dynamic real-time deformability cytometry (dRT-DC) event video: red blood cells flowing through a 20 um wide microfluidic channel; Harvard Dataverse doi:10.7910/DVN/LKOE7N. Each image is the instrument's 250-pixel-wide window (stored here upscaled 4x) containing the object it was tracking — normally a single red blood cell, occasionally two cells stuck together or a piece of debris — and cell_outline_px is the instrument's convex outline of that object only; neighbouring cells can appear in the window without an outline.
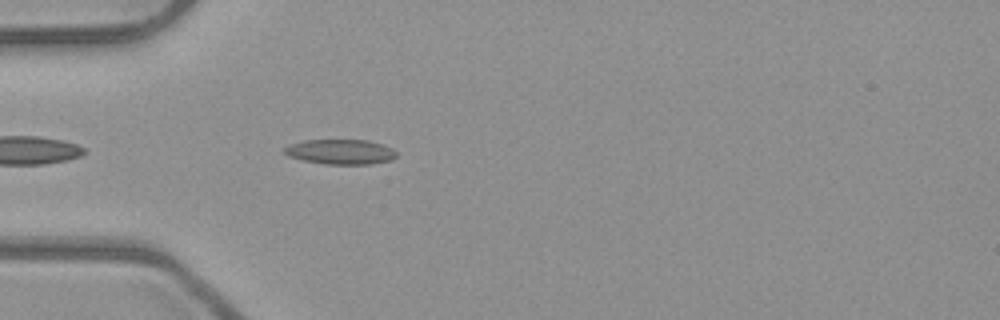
{"species": "common noctule bat (a hibernating species)", "species_latin": "Nyctalus noctula", "temperature_condition": "room temperature", "stored_images_in_passage": 36, "camera_frame_rate_fps": 3000, "um_per_image_px": 0.085, "animal": {"sex": "male", "body_mass_g": 23.1, "forearm_length_mm": 52.7}, "frame": {"image": 1, "passage_image": 3, "time_ms": 0.667, "image_size_px": [1000, 320], "cell_outline_px": [[396, 156], [392, 160], [368, 164], [324, 164], [304, 160], [288, 156], [284, 152], [284, 148], [288, 144], [304, 140], [368, 140], [392, 148], [396, 152]], "centroid_in_image_um": [28.92, 12.9], "position_along_channel_um": 56.1, "area_um2": 16.24}}
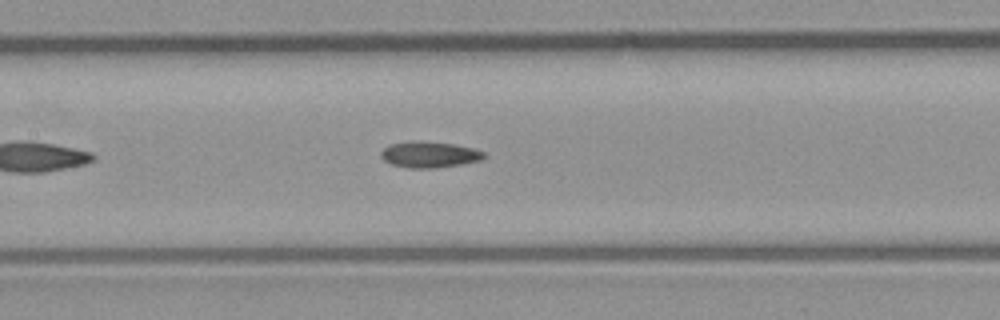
{"frame": {"image": 2, "passage_image": 12, "time_ms": 3.667, "image_size_px": [1000, 320], "cell_outline_px": [[484, 156], [480, 160], [460, 164], [436, 168], [408, 168], [392, 164], [384, 160], [380, 156], [380, 152], [388, 144], [452, 144], [472, 148], [484, 152]], "centroid_in_image_um": [36.49, 13.2], "position_along_channel_um": 170.9, "area_um2": 14.62}}
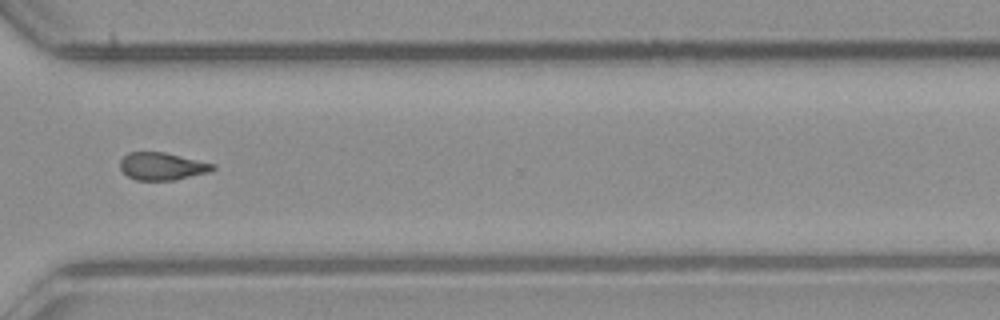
{"frame": {"image": 3, "passage_image": 26, "time_ms": 8.333, "image_size_px": [1000, 320], "cell_outline_px": [[216, 168], [212, 172], [176, 180], [136, 180], [128, 176], [120, 168], [120, 160], [128, 152], [164, 152], [216, 164]], "centroid_in_image_um": [13.83, 14.14], "position_along_channel_um": 356.8, "area_um2": 15.03}, "authors_computed_cell_mechanics": {"area_um2": 15.317, "velocity_mm_per_s": 3.9945, "shape_relaxation_time_tau1_ms": null, "shape_relaxation_time_tau2_ms": 9.658, "deformation_change_tau1": null, "deformation_change_tau2": 0.177}}